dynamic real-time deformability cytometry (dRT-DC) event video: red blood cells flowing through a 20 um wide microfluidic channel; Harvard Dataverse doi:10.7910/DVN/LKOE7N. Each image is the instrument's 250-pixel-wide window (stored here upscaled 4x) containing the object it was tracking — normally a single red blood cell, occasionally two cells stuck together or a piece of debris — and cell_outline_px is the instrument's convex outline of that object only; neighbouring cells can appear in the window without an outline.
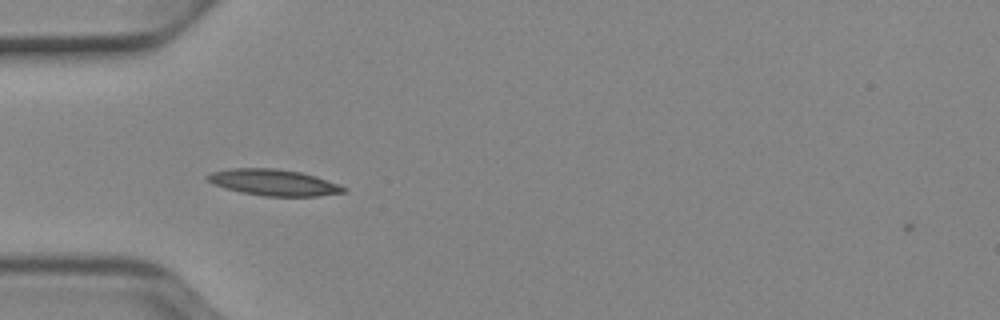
{"species": "Egyptian fruit bat (a non-hibernating species)", "species_latin": "Rousettus aegyptiacus", "temperature_condition": "cold", "stored_images_in_passage": 37, "camera_frame_rate_fps": 3000, "um_per_image_px": 0.085, "animal": {"sex": "female"}, "frame": {"image": 1, "passage_image": 1, "time_ms": 0.0, "image_size_px": [1000, 320], "cell_outline_px": [[348, 192], [316, 196], [264, 196], [240, 192], [224, 188], [212, 184], [204, 176], [212, 172], [232, 168], [276, 168], [300, 172], [316, 176], [340, 184], [348, 188]], "centroid_in_image_um": [23.28, 15.51], "position_along_channel_um": 61.7, "area_um2": 21.04}}
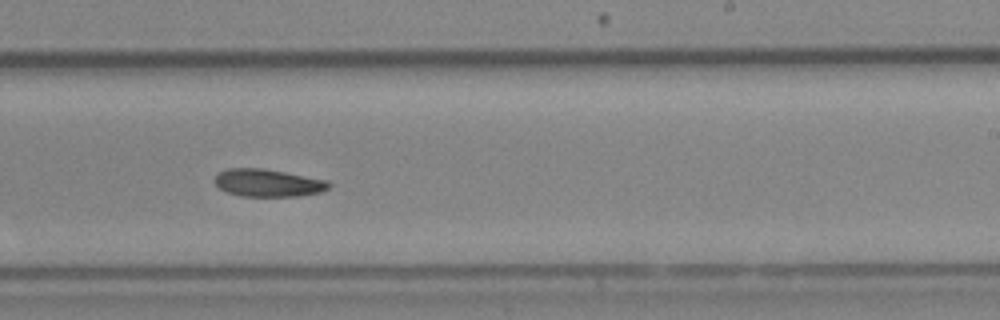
{"frame": {"image": 2, "passage_image": 17, "time_ms": 5.333, "image_size_px": [1000, 320], "cell_outline_px": [[332, 184], [328, 188], [320, 192], [300, 196], [240, 196], [228, 192], [220, 188], [212, 180], [216, 172], [228, 168], [264, 168], [328, 180]], "centroid_in_image_um": [22.75, 15.53], "position_along_channel_um": 266.3, "area_um2": 18.55}}
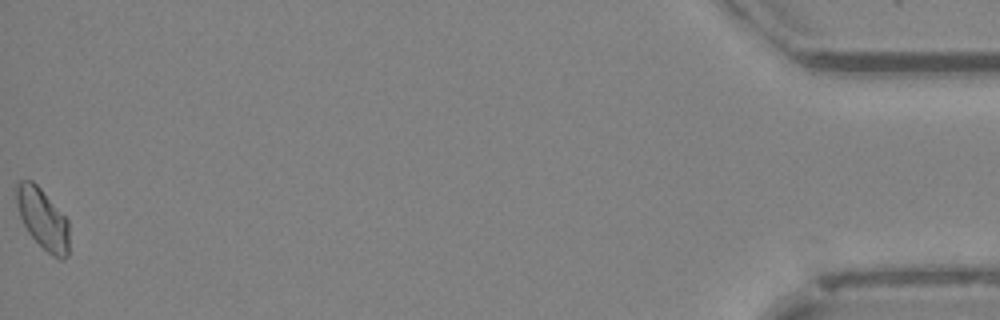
{"frame": {"image": 3, "passage_image": 37, "time_ms": 12.0, "image_size_px": [1000, 320], "cell_outline_px": [[68, 256], [64, 260], [60, 260], [52, 256], [28, 232], [20, 216], [16, 204], [16, 184], [20, 180], [32, 180], [40, 188], [68, 220]], "centroid_in_image_um": [3.63, 18.61], "position_along_channel_um": 431.6, "area_um2": 18.44}}